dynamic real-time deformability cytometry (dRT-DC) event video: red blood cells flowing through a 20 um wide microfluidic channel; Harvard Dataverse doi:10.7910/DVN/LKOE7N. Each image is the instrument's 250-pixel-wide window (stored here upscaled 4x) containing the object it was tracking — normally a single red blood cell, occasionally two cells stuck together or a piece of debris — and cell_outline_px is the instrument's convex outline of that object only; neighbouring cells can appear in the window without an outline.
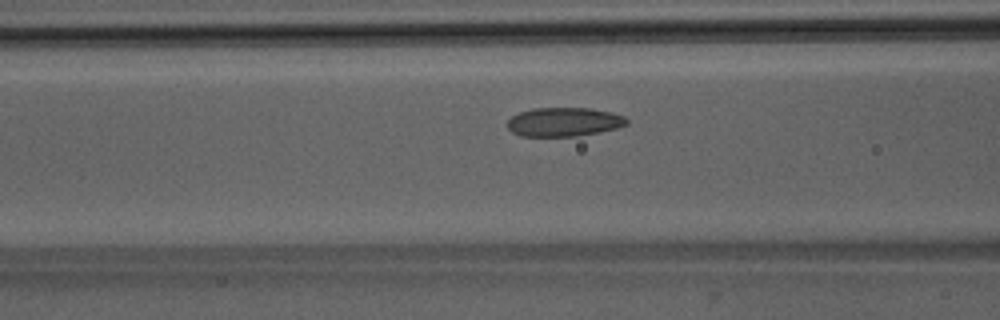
{"species": "Egyptian fruit bat (a non-hibernating species)", "species_latin": "Rousettus aegyptiacus", "temperature_condition": "room temperature", "stored_images_in_passage": 23, "camera_frame_rate_fps": 3000, "um_per_image_px": 0.085, "animal": {"sex": "male"}, "frame": {"image": 1, "passage_image": 10, "time_ms": 3.0, "image_size_px": [1000, 320], "cell_outline_px": [[628, 124], [616, 128], [600, 132], [580, 136], [520, 136], [512, 132], [508, 128], [508, 120], [512, 116], [520, 112], [532, 108], [592, 108], [612, 112], [624, 116], [628, 120]], "centroid_in_image_um": [47.95, 10.36], "position_along_channel_um": 118.6, "area_um2": 20.23}}